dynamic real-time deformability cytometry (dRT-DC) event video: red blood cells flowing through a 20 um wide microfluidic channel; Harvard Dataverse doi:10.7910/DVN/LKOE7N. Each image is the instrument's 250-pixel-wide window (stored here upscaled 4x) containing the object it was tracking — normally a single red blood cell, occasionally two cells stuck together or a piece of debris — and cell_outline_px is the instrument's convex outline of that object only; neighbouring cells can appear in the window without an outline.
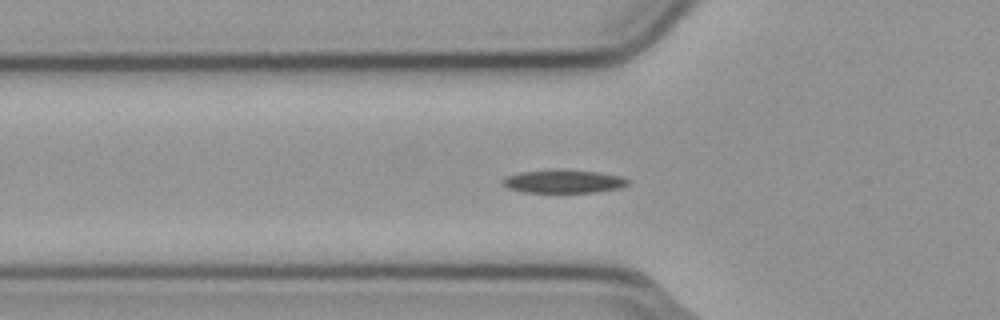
{"species": "common noctule bat (a hibernating species)", "species_latin": "Nyctalus noctula", "temperature_condition": "cold", "stored_images_in_passage": 40, "camera_frame_rate_fps": 3000, "um_per_image_px": 0.085, "animal": {"sex": "male", "body_mass_g": 23.1, "forearm_length_mm": 52.7}, "frame": {"image": 1, "passage_image": 13, "time_ms": 4.0, "image_size_px": [1000, 320], "cell_outline_px": [[628, 184], [620, 188], [592, 192], [524, 192], [508, 188], [500, 180], [508, 176], [520, 172], [600, 172], [620, 176], [628, 180]], "centroid_in_image_um": [47.91, 15.46], "position_along_channel_um": 77.9, "area_um2": 15.9}}
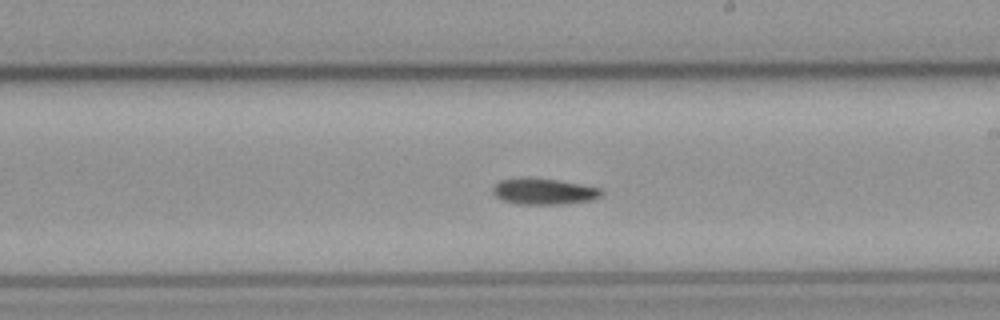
{"frame": {"image": 2, "passage_image": 26, "time_ms": 8.333, "image_size_px": [1000, 320], "cell_outline_px": [[604, 192], [600, 196], [592, 200], [564, 204], [516, 204], [500, 200], [492, 192], [492, 188], [500, 180], [528, 176], [556, 180], [580, 184], [600, 188]], "centroid_in_image_um": [46.19, 16.27], "position_along_channel_um": 242.8, "area_um2": 16.76}}
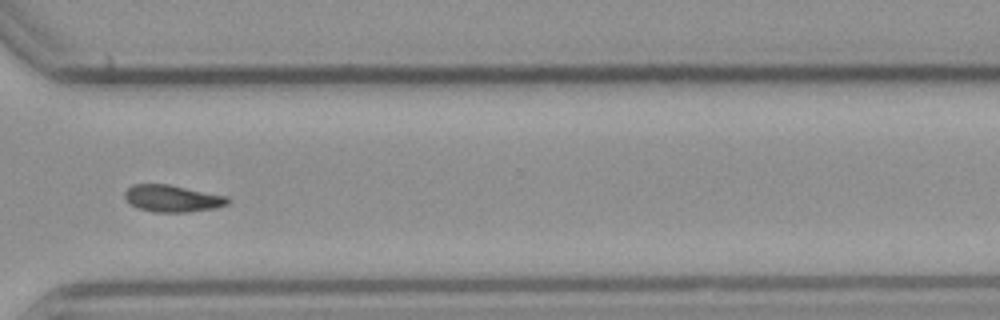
{"frame": {"image": 3, "passage_image": 35, "time_ms": 11.333, "image_size_px": [1000, 320], "cell_outline_px": [[228, 204], [216, 208], [188, 212], [152, 212], [136, 208], [124, 196], [124, 192], [132, 184], [168, 184], [228, 196]], "centroid_in_image_um": [14.65, 16.87], "position_along_channel_um": 356.0, "area_um2": 16.18}, "authors_computed_cell_mechanics": {"area_um2": 16.184, "velocity_mm_per_s": 3.7786, "shape_relaxation_time_tau1_ms": 2.938, "shape_relaxation_time_tau2_ms": null, "deformation_change_tau1": 0.1165, "deformation_change_tau2": null}}